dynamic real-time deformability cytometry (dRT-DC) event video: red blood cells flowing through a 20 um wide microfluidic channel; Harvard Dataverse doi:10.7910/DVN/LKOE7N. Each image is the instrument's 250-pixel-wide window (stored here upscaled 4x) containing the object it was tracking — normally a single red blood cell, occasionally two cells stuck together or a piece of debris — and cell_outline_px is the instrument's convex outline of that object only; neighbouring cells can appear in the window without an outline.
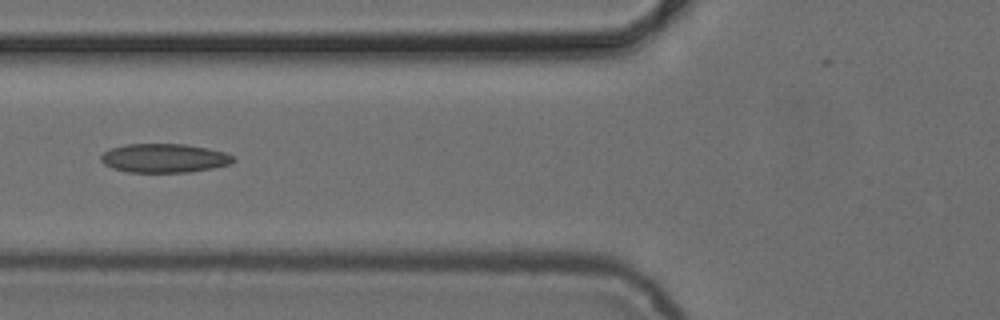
{"species": "common noctule bat (a hibernating species)", "species_latin": "Nyctalus noctula", "temperature_condition": "cold", "stored_images_in_passage": 5, "camera_frame_rate_fps": 3000, "um_per_image_px": 0.085, "animal": {"sex": "female", "body_mass_g": 24.6, "forearm_length_mm": 56.2}, "frame": {"image": 1, "passage_image": 4, "time_ms": 3.667, "image_size_px": [1000, 320], "cell_outline_px": [[236, 160], [232, 164], [212, 168], [188, 172], [128, 172], [112, 168], [104, 164], [100, 160], [100, 156], [104, 152], [112, 148], [124, 144], [184, 144], [208, 148], [224, 152], [232, 156]], "centroid_in_image_um": [13.96, 13.44], "position_along_channel_um": 111.8, "area_um2": 22.31}}
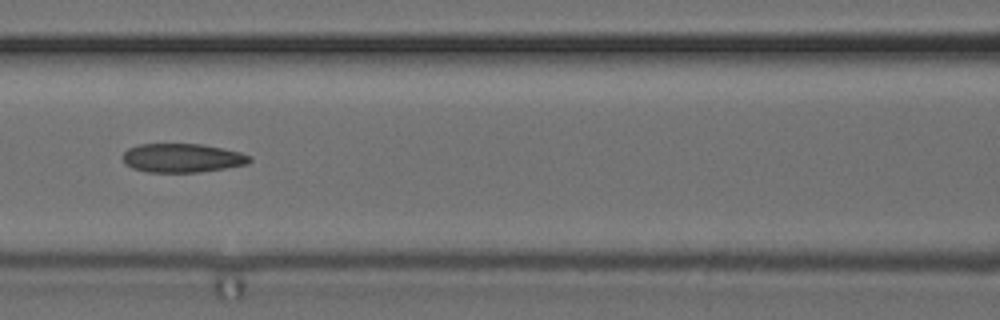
{"frame": {"image": 2, "passage_image": 5, "time_ms": 4.667, "image_size_px": [1000, 320], "cell_outline_px": [[252, 160], [248, 164], [200, 172], [148, 172], [132, 168], [124, 164], [124, 152], [128, 148], [140, 144], [204, 144], [224, 148], [240, 152], [252, 156]], "centroid_in_image_um": [15.52, 13.42], "position_along_channel_um": 151.1, "area_um2": 21.44}}